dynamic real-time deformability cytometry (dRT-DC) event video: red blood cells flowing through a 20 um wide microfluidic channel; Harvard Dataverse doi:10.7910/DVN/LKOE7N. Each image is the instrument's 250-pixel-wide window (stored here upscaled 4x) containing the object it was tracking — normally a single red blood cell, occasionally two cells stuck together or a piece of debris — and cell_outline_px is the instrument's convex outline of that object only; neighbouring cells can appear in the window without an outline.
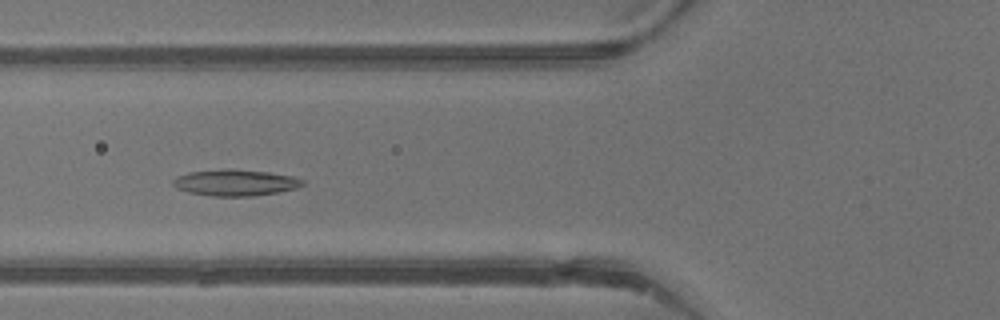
{"species": "common noctule bat (a hibernating species)", "species_latin": "Nyctalus noctula", "temperature_condition": "warm", "stored_images_in_passage": 29, "camera_frame_rate_fps": 3000, "um_per_image_px": 0.085, "animal": {"sex": "male", "body_mass_g": 13.3}, "frame": {"image": 1, "passage_image": 17, "time_ms": 5.333, "image_size_px": [1000, 320], "cell_outline_px": [[304, 184], [296, 188], [280, 192], [252, 196], [212, 196], [188, 192], [176, 188], [172, 184], [172, 180], [176, 176], [188, 172], [224, 168], [232, 168], [268, 172], [292, 176], [304, 180]], "centroid_in_image_um": [19.97, 15.51], "position_along_channel_um": 105.8, "area_um2": 20.11}}
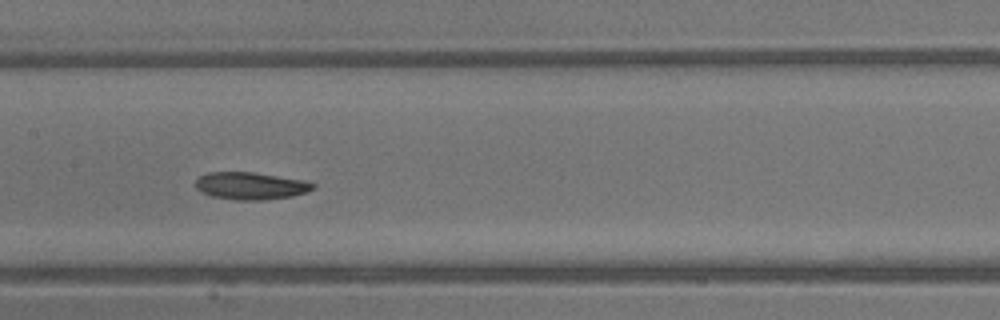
{"frame": {"image": 2, "passage_image": 22, "time_ms": 7.0, "image_size_px": [1000, 320], "cell_outline_px": [[316, 188], [308, 192], [292, 196], [264, 200], [236, 200], [212, 196], [196, 188], [196, 180], [200, 176], [208, 172], [252, 172], [304, 180], [316, 184]], "centroid_in_image_um": [21.35, 15.8], "position_along_channel_um": 186.0, "area_um2": 18.67}}
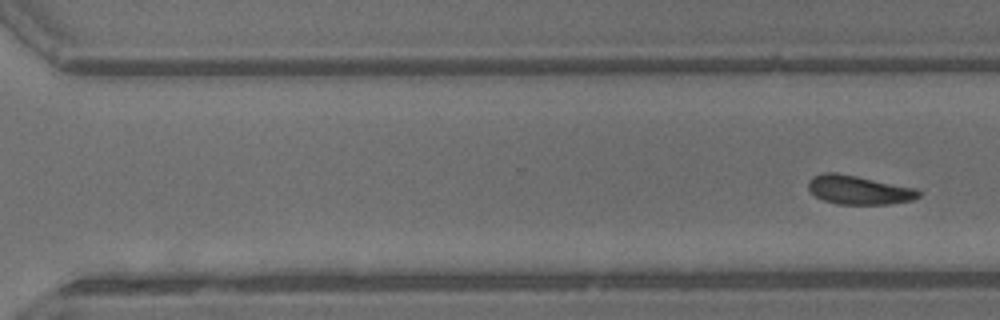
{"frame": {"image": 3, "passage_image": 29, "time_ms": 9.333, "image_size_px": [1000, 320], "cell_outline_px": [[920, 196], [912, 200], [888, 204], [836, 204], [824, 200], [816, 196], [808, 188], [808, 180], [812, 176], [824, 172], [836, 172], [916, 188], [920, 192]], "centroid_in_image_um": [72.97, 16.14], "position_along_channel_um": 297.6, "area_um2": 18.5}}